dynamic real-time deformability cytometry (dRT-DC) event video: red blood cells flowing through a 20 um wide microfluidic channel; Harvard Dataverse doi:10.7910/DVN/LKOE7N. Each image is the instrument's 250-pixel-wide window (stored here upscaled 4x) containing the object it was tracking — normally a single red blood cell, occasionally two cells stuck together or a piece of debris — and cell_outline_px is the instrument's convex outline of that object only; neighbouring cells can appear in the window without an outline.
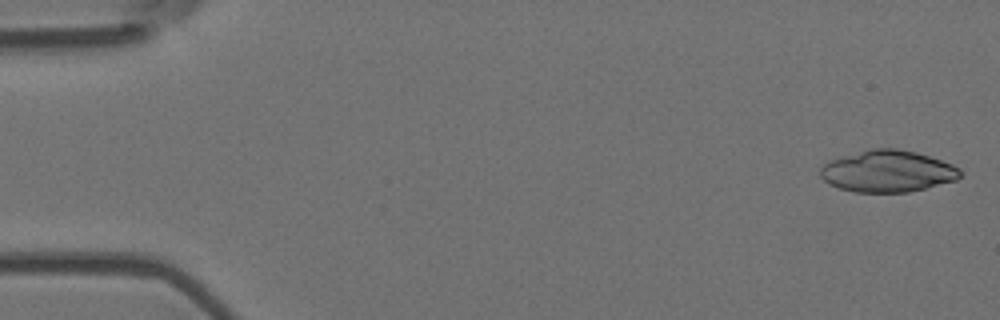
{"species": "Egyptian fruit bat (a non-hibernating species)", "species_latin": "Rousettus aegyptiacus", "temperature_condition": "room temperature", "stored_images_in_passage": 5, "camera_frame_rate_fps": 3000, "um_per_image_px": 0.085, "animal": {"sex": "female"}, "frame": {"image": 1, "passage_image": 1, "time_ms": 0.0, "image_size_px": [1000, 320], "cell_outline_px": [[960, 176], [956, 180], [908, 192], [852, 192], [828, 184], [820, 176], [820, 168], [828, 160], [872, 148], [896, 148], [916, 152], [952, 164], [960, 168]], "centroid_in_image_um": [75.41, 14.55], "position_along_channel_um": 9.6, "area_um2": 33.87}}
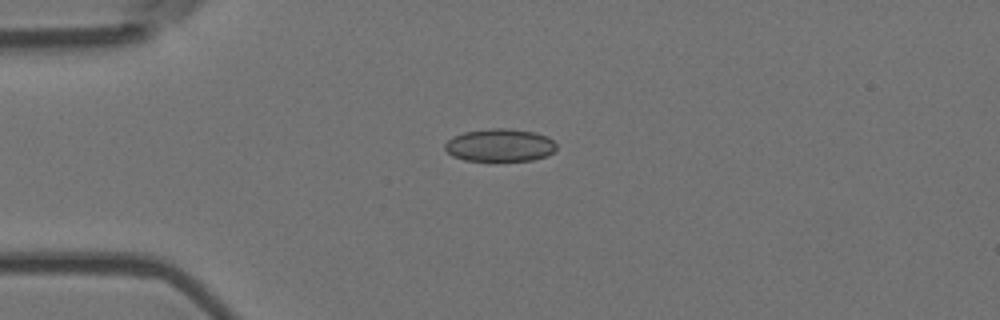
{"frame": {"image": 2, "passage_image": 2, "time_ms": 0.333, "image_size_px": [1000, 320], "cell_outline_px": [[556, 148], [548, 156], [532, 160], [464, 160], [452, 156], [444, 148], [444, 144], [452, 136], [464, 132], [492, 128], [508, 128], [536, 132], [548, 136], [556, 144]], "centroid_in_image_um": [42.49, 12.33], "position_along_channel_um": 42.5, "area_um2": 21.33}}
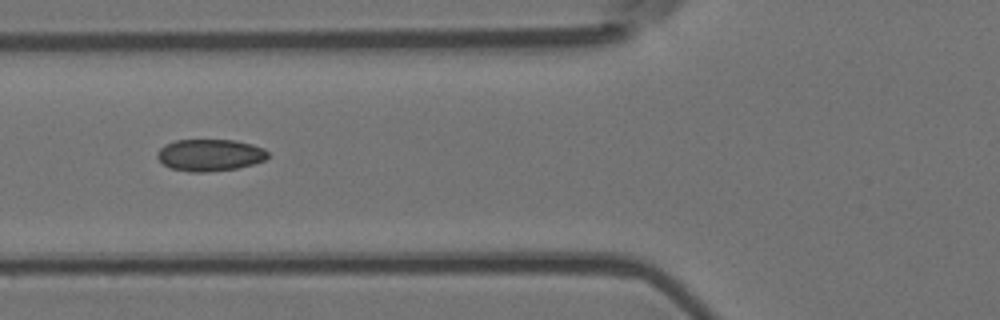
{"frame": {"image": 3, "passage_image": 5, "time_ms": 1.333, "image_size_px": [1000, 320], "cell_outline_px": [[268, 156], [264, 160], [252, 164], [236, 168], [204, 172], [188, 172], [172, 168], [164, 164], [156, 156], [156, 152], [164, 144], [176, 140], [236, 140], [252, 144], [264, 148], [268, 152]], "centroid_in_image_um": [17.82, 13.17], "position_along_channel_um": 108.0, "area_um2": 20.52}}